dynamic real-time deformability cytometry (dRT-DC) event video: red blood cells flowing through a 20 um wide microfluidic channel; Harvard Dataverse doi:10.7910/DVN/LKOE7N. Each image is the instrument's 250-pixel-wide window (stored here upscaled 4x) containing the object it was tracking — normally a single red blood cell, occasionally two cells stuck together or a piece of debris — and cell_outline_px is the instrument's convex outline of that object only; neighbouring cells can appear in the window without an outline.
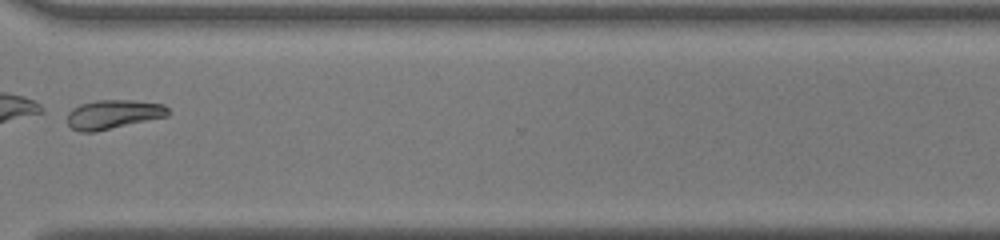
{"species": "common noctule bat (a hibernating species)", "species_latin": "Nyctalus noctula", "temperature_condition": "warm", "stored_images_in_passage": 28, "camera_frame_rate_fps": 3000, "um_per_image_px": 0.085, "animal": {"sex": "male", "body_mass_g": 19.0, "forearm_length_mm": 50.8}, "frame": {"image": 1, "passage_image": 20, "time_ms": 6.333, "image_size_px": [1000, 240], "cell_outline_px": [[168, 116], [96, 132], [80, 132], [72, 128], [68, 124], [68, 112], [72, 108], [80, 104], [96, 100], [132, 100], [164, 104], [168, 108]], "centroid_in_image_um": [9.62, 9.72], "position_along_channel_um": 361.0, "area_um2": 17.17}}